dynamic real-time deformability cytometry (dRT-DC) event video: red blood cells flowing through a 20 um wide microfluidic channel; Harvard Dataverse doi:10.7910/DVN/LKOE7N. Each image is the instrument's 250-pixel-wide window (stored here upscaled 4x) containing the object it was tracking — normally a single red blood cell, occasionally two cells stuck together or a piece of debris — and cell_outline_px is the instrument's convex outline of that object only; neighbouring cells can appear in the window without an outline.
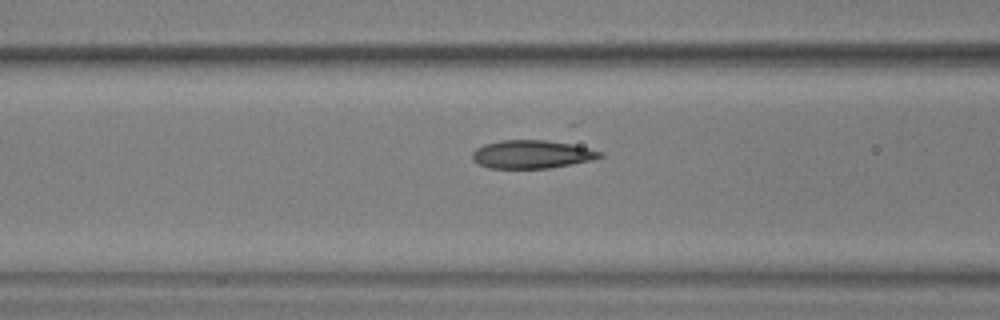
{"species": "common noctule bat (a hibernating species)", "species_latin": "Nyctalus noctula", "temperature_condition": "warm", "stored_images_in_passage": 42, "camera_frame_rate_fps": 3000, "um_per_image_px": 0.085, "animal": {"sex": "male", "body_mass_g": 17.9, "forearm_length_mm": 54.2}, "frame": {"image": 1, "passage_image": 12, "time_ms": 3.667, "image_size_px": [1000, 320], "cell_outline_px": [[604, 156], [588, 160], [548, 168], [488, 168], [472, 160], [472, 152], [476, 148], [484, 144], [500, 140], [544, 140], [572, 144], [604, 152]], "centroid_in_image_um": [45.16, 13.1], "position_along_channel_um": 121.4, "area_um2": 20.81}}
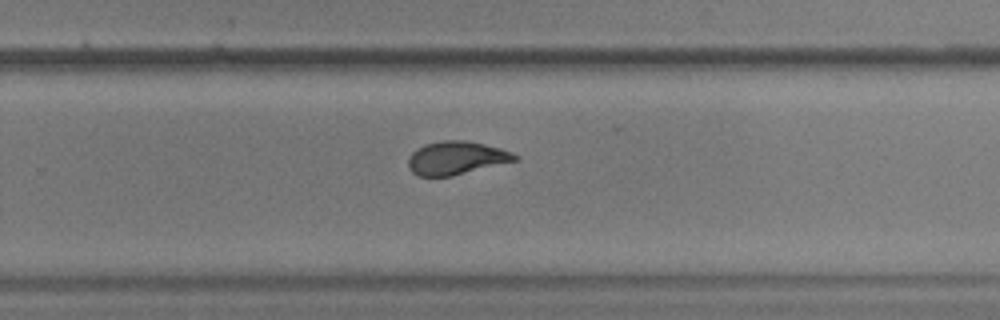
{"frame": {"image": 2, "passage_image": 26, "time_ms": 8.333, "image_size_px": [1000, 320], "cell_outline_px": [[520, 160], [452, 176], [416, 176], [408, 168], [408, 160], [412, 152], [424, 144], [444, 140], [464, 140], [484, 144], [500, 148], [512, 152], [520, 156]], "centroid_in_image_um": [38.81, 13.43], "position_along_channel_um": 291.0, "area_um2": 20.87}}
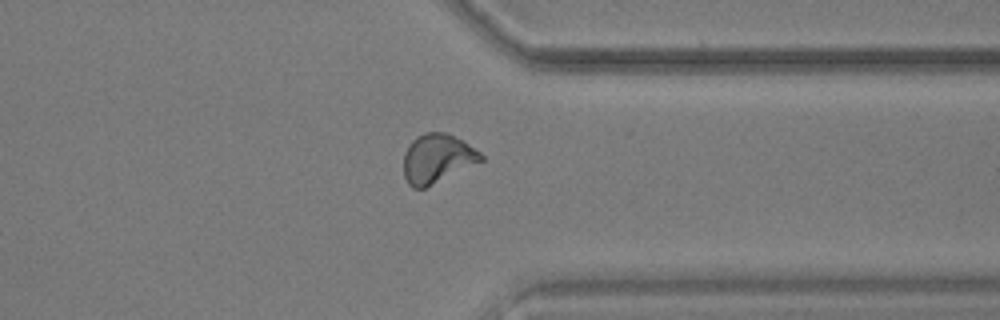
{"frame": {"image": 3, "passage_image": 33, "time_ms": 10.667, "image_size_px": [1000, 320], "cell_outline_px": [[484, 160], [424, 188], [412, 188], [408, 184], [404, 176], [404, 152], [408, 144], [416, 136], [424, 132], [448, 132], [464, 140], [480, 152], [484, 156]], "centroid_in_image_um": [37.16, 13.44], "position_along_channel_um": 374.2, "area_um2": 22.25}}